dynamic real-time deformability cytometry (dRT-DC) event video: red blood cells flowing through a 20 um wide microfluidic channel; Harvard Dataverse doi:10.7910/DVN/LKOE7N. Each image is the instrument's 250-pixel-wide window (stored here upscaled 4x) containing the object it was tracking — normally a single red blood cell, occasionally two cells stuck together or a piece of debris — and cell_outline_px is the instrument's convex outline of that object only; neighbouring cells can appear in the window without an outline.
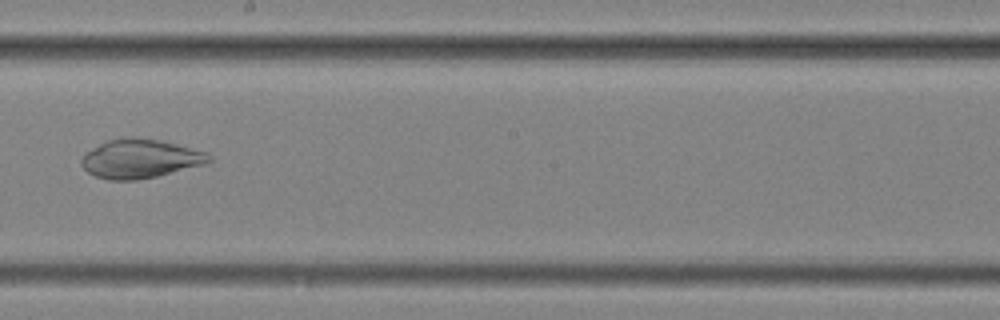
{"species": "common noctule bat (a hibernating species)", "species_latin": "Nyctalus noctula", "temperature_condition": "cold", "stored_images_in_passage": 9, "camera_frame_rate_fps": 3000, "um_per_image_px": 0.085, "animal": {"sex": "female", "body_mass_g": 25.1}, "frame": {"image": 1, "passage_image": 9, "time_ms": 2.667, "image_size_px": [1000, 320], "cell_outline_px": [[212, 160], [204, 164], [156, 176], [136, 180], [108, 180], [96, 176], [88, 172], [80, 164], [80, 160], [84, 152], [108, 140], [132, 136], [136, 136], [160, 140], [208, 152], [212, 156]], "centroid_in_image_um": [11.89, 13.48], "position_along_channel_um": 236.3, "area_um2": 28.96}}